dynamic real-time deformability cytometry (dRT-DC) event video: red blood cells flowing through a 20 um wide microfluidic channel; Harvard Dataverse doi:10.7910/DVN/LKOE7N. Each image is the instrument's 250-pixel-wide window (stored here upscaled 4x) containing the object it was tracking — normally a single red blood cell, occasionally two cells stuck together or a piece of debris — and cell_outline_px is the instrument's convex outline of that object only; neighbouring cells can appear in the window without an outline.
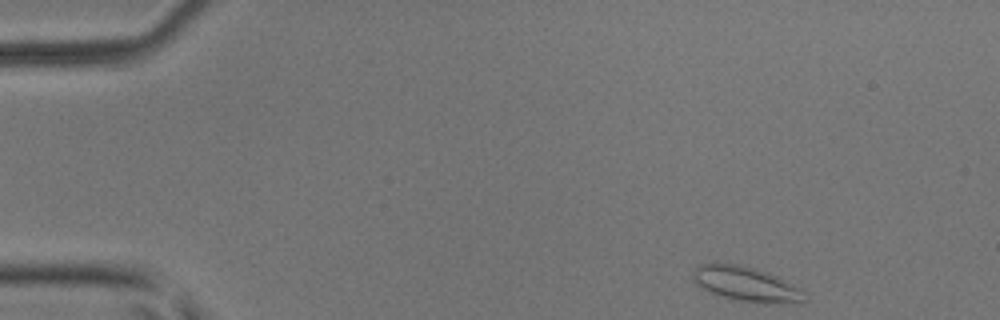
{"species": "common noctule bat (a hibernating species)", "species_latin": "Nyctalus noctula", "temperature_condition": "room temperature", "stored_images_in_passage": 25, "camera_frame_rate_fps": 3000, "um_per_image_px": 0.085, "animal": {"sex": "male", "body_mass_g": 17.9, "forearm_length_mm": 54.2}, "frame": {"image": 1, "passage_image": 1, "time_ms": 0.0, "image_size_px": [1000, 320], "cell_outline_px": [[808, 300], [800, 304], [756, 304], [724, 296], [712, 292], [696, 284], [692, 280], [692, 272], [700, 264], [716, 260], [740, 264], [756, 268], [768, 272], [792, 284], [804, 292]], "centroid_in_image_um": [63.44, 24.13], "position_along_channel_um": 21.6, "area_um2": 23.29}}
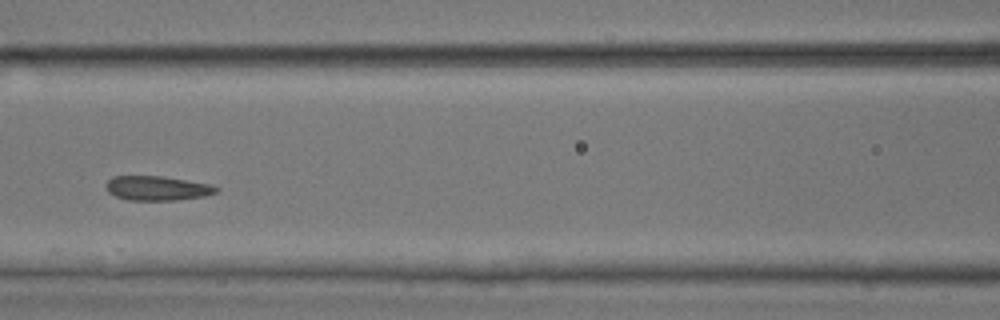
{"frame": {"image": 2, "passage_image": 18, "time_ms": 5.667, "image_size_px": [1000, 320], "cell_outline_px": [[220, 188], [216, 192], [204, 196], [176, 200], [128, 200], [116, 196], [108, 192], [104, 188], [104, 184], [112, 176], [160, 176], [208, 184]], "centroid_in_image_um": [13.29, 16.0], "position_along_channel_um": 153.3, "area_um2": 15.61}}
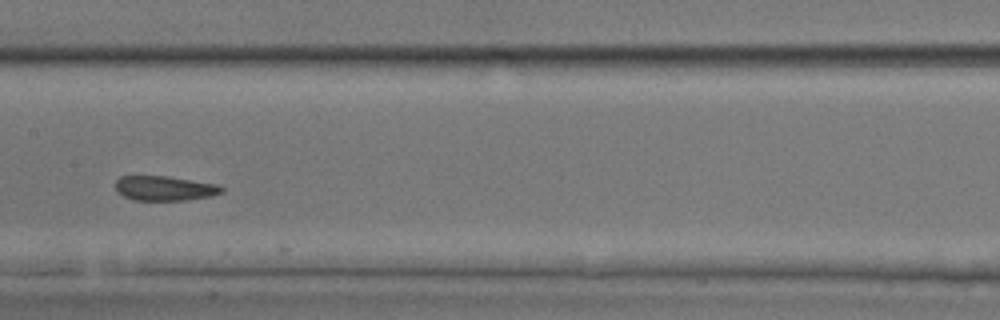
{"frame": {"image": 3, "passage_image": 21, "time_ms": 6.667, "image_size_px": [1000, 320], "cell_outline_px": [[224, 192], [212, 196], [184, 200], [132, 200], [116, 192], [116, 180], [120, 176], [168, 176], [220, 184], [224, 188]], "centroid_in_image_um": [14.03, 16.0], "position_along_channel_um": 193.4, "area_um2": 15.49}}